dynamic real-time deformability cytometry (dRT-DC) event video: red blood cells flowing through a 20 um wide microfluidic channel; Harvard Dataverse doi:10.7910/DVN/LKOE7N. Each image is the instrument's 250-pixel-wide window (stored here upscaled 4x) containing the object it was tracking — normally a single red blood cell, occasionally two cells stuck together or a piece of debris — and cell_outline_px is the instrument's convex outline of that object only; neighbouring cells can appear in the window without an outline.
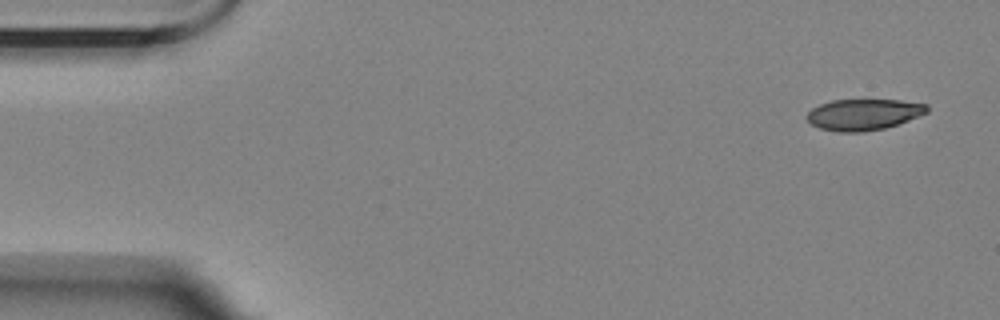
{"species": "Egyptian fruit bat (a non-hibernating species)", "species_latin": "Rousettus aegyptiacus", "temperature_condition": "room temperature", "stored_images_in_passage": 6, "camera_frame_rate_fps": 3000, "um_per_image_px": 0.085, "animal": {"sex": "female"}, "frame": {"image": 1, "passage_image": 1, "time_ms": 0.0, "image_size_px": [1000, 320], "cell_outline_px": [[928, 112], [908, 120], [884, 128], [860, 132], [836, 132], [820, 128], [812, 124], [804, 116], [812, 108], [820, 104], [832, 100], [900, 100], [928, 104]], "centroid_in_image_um": [73.38, 9.73], "position_along_channel_um": 11.6, "area_um2": 21.73}}
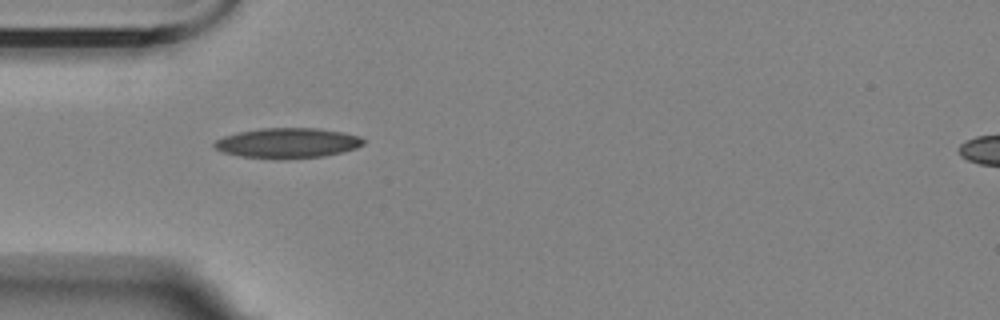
{"frame": {"image": 2, "passage_image": 5, "time_ms": 4.667, "image_size_px": [1000, 320], "cell_outline_px": [[364, 144], [356, 148], [324, 156], [280, 160], [276, 160], [240, 156], [224, 152], [216, 148], [212, 144], [216, 140], [224, 136], [236, 132], [260, 128], [316, 128], [344, 132], [360, 136], [364, 140]], "centroid_in_image_um": [24.43, 12.16], "position_along_channel_um": 60.6, "area_um2": 26.41}}
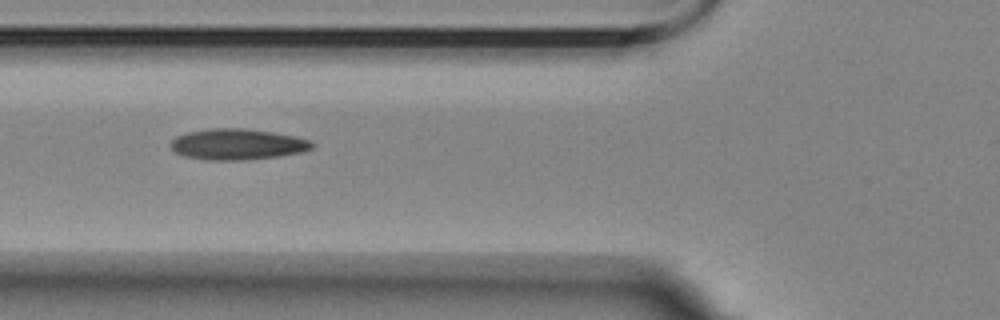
{"frame": {"image": 3, "passage_image": 6, "time_ms": 6.0, "image_size_px": [1000, 320], "cell_outline_px": [[316, 144], [312, 148], [300, 152], [276, 156], [240, 160], [208, 160], [184, 156], [176, 152], [172, 148], [172, 140], [176, 136], [188, 132], [208, 128], [244, 128], [272, 132], [296, 136], [308, 140]], "centroid_in_image_um": [20.17, 12.25], "position_along_channel_um": 105.6, "area_um2": 25.26}}